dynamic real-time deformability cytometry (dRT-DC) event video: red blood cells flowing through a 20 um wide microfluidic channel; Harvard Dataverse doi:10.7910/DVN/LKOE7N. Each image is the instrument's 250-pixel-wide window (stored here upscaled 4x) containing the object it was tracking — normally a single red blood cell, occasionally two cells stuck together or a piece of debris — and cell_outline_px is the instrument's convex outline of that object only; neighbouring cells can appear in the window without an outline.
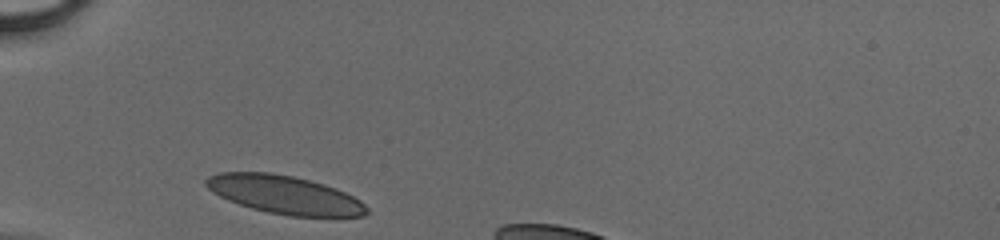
{"species": "human", "species_latin": "Homo sapiens", "temperature_condition": "cold", "stored_images_in_passage": 26, "camera_frame_rate_fps": 3000, "um_per_image_px": 0.085, "donor": {"sex": "male"}, "frame": {"image": 1, "passage_image": 1, "time_ms": 0.0, "image_size_px": [1000, 240], "cell_outline_px": [[368, 212], [364, 216], [288, 216], [268, 212], [252, 208], [228, 200], [212, 192], [204, 184], [204, 180], [208, 176], [220, 172], [272, 172], [292, 176], [324, 184], [336, 188], [360, 200], [368, 208]], "centroid_in_image_um": [24.16, 16.54], "position_along_channel_um": 60.8, "area_um2": 35.72}}
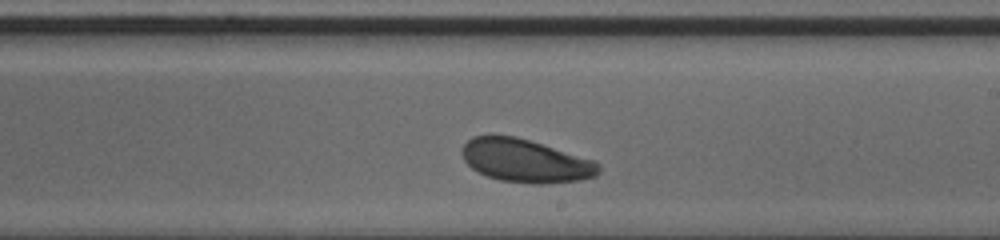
{"frame": {"image": 2, "passage_image": 15, "time_ms": 4.667, "image_size_px": [1000, 240], "cell_outline_px": [[600, 172], [596, 176], [580, 180], [548, 184], [532, 184], [500, 180], [488, 176], [472, 168], [464, 160], [460, 152], [464, 144], [472, 136], [492, 132], [516, 136], [596, 160], [600, 164]], "centroid_in_image_um": [44.66, 13.63], "position_along_channel_um": 244.3, "area_um2": 35.14}}
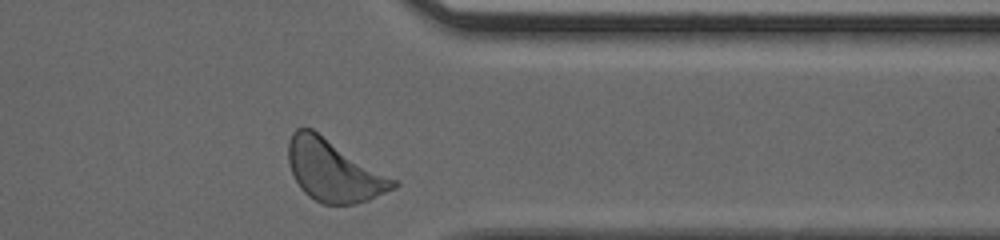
{"frame": {"image": 3, "passage_image": 25, "time_ms": 8.0, "image_size_px": [1000, 240], "cell_outline_px": [[400, 184], [396, 188], [368, 200], [356, 204], [324, 204], [308, 196], [300, 188], [288, 164], [288, 140], [292, 132], [296, 128], [312, 128], [400, 180]], "centroid_in_image_um": [28.41, 14.49], "position_along_channel_um": 383.0, "area_um2": 38.38}}